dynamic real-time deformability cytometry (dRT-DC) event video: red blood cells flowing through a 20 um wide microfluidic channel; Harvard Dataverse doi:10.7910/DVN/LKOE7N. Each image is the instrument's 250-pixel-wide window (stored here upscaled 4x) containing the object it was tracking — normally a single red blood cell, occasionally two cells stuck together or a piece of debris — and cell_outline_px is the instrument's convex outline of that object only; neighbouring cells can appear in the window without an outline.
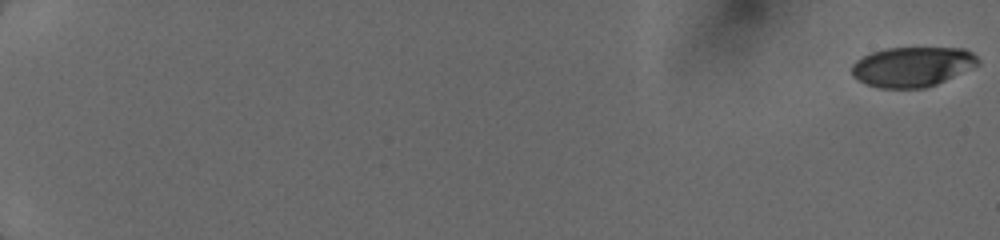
{"species": "human", "species_latin": "Homo sapiens", "temperature_condition": "cold", "stored_images_in_passage": 38, "camera_frame_rate_fps": 3000, "um_per_image_px": 0.085, "donor": {"sex": "female"}, "frame": {"image": 1, "passage_image": 1, "time_ms": 0.0, "image_size_px": [1000, 240], "cell_outline_px": [[980, 64], [936, 84], [924, 88], [880, 88], [868, 84], [852, 76], [852, 64], [856, 60], [872, 52], [884, 48], [964, 48], [972, 52], [980, 60]], "centroid_in_image_um": [77.55, 5.66], "position_along_channel_um": 7.4, "area_um2": 29.19}}
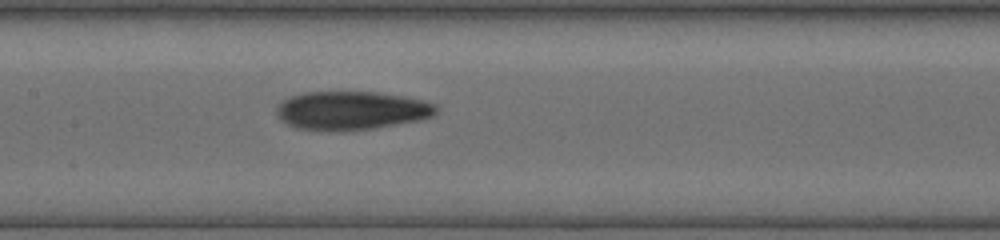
{"frame": {"image": 2, "passage_image": 17, "time_ms": 9.667, "image_size_px": [1000, 240], "cell_outline_px": [[436, 112], [432, 116], [420, 120], [372, 128], [328, 132], [296, 128], [280, 120], [276, 116], [276, 104], [280, 100], [304, 92], [376, 92], [404, 96], [436, 104]], "centroid_in_image_um": [29.79, 9.4], "position_along_channel_um": 177.6, "area_um2": 36.07}}
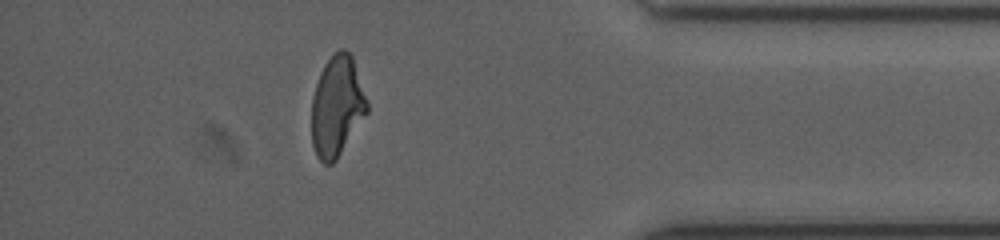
{"frame": {"image": 3, "passage_image": 33, "time_ms": 15.667, "image_size_px": [1000, 240], "cell_outline_px": [[368, 112], [336, 160], [332, 164], [324, 164], [316, 156], [312, 144], [312, 96], [320, 72], [324, 64], [332, 52], [340, 48], [344, 48], [352, 56], [368, 104]], "centroid_in_image_um": [28.62, 9.02], "position_along_channel_um": 406.6, "area_um2": 32.48}}